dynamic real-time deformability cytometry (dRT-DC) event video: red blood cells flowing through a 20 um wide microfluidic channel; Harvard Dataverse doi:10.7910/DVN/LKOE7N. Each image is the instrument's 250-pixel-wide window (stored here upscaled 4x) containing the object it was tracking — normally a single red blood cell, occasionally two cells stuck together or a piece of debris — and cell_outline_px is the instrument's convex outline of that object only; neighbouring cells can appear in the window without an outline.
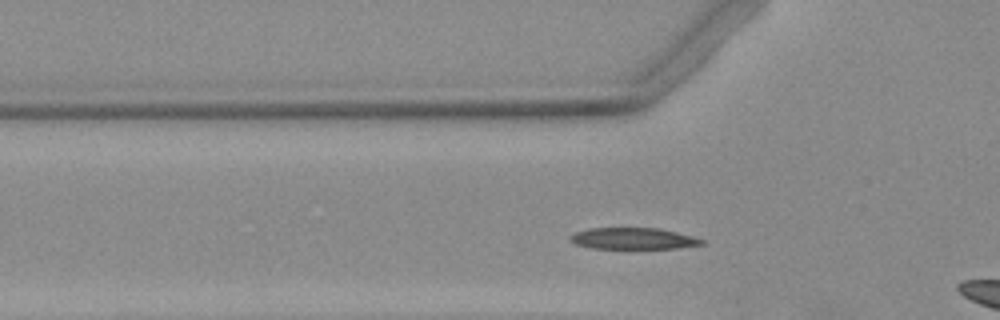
{"species": "Egyptian fruit bat (a non-hibernating species)", "species_latin": "Rousettus aegyptiacus", "temperature_condition": "warm", "stored_images_in_passage": 12, "camera_frame_rate_fps": 3000, "um_per_image_px": 0.085, "animal": {"sex": "female"}, "frame": {"image": 1, "passage_image": 10, "time_ms": 3.0, "image_size_px": [1000, 320], "cell_outline_px": [[704, 244], [680, 248], [592, 248], [576, 244], [568, 240], [568, 236], [576, 232], [588, 228], [660, 228], [676, 232], [704, 240]], "centroid_in_image_um": [53.78, 20.27], "position_along_channel_um": 72.0, "area_um2": 16.36}}